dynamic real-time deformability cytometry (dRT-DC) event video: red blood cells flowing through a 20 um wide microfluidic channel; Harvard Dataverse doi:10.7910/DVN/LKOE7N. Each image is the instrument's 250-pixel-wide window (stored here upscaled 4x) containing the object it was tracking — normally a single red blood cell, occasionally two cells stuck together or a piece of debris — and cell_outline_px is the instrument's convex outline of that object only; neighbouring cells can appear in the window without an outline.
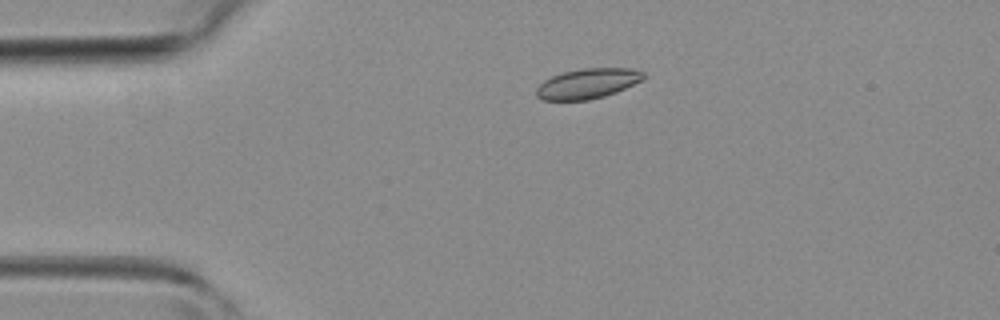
{"species": "common noctule bat (a hibernating species)", "species_latin": "Nyctalus noctula", "temperature_condition": "room temperature", "stored_images_in_passage": 39, "camera_frame_rate_fps": 3000, "um_per_image_px": 0.085, "animal": {"sex": "female", "body_mass_g": 19.3, "forearm_length_mm": 54.1}, "frame": {"image": 1, "passage_image": 3, "time_ms": 0.667, "image_size_px": [1000, 320], "cell_outline_px": [[644, 80], [616, 92], [604, 96], [588, 100], [544, 100], [536, 96], [536, 88], [544, 80], [552, 76], [564, 72], [580, 68], [632, 68], [644, 72]], "centroid_in_image_um": [49.96, 7.1], "position_along_channel_um": 35.0, "area_um2": 18.84}}
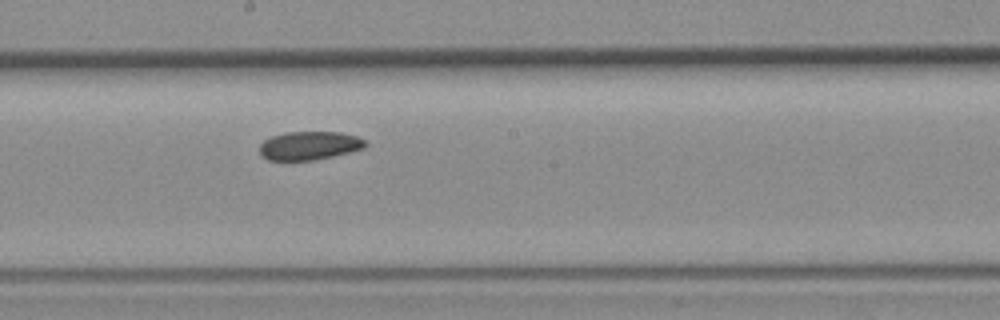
{"frame": {"image": 2, "passage_image": 18, "time_ms": 5.667, "image_size_px": [1000, 320], "cell_outline_px": [[368, 144], [364, 148], [332, 156], [312, 160], [268, 160], [260, 152], [260, 144], [264, 140], [272, 136], [284, 132], [340, 132], [356, 136], [364, 140]], "centroid_in_image_um": [26.29, 12.37], "position_along_channel_um": 221.9, "area_um2": 17.4}}
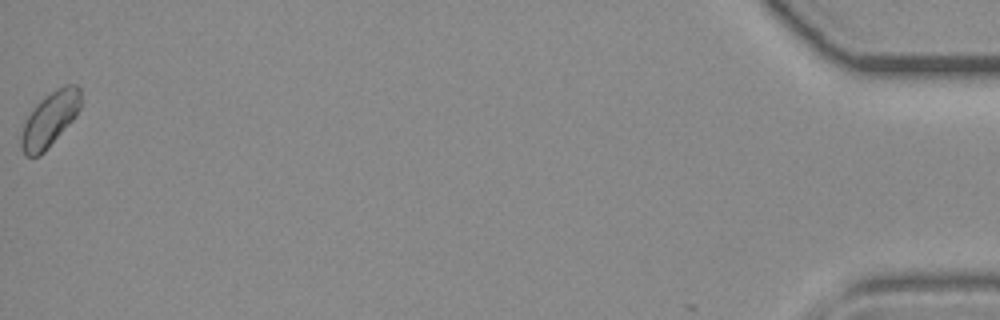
{"frame": {"image": 3, "passage_image": 39, "time_ms": 12.667, "image_size_px": [1000, 320], "cell_outline_px": [[80, 108], [76, 116], [44, 152], [40, 156], [28, 156], [20, 148], [20, 136], [24, 124], [32, 108], [44, 96], [56, 88], [64, 84], [76, 84], [80, 88]], "centroid_in_image_um": [4.23, 10.11], "position_along_channel_um": 431.0, "area_um2": 18.96}}